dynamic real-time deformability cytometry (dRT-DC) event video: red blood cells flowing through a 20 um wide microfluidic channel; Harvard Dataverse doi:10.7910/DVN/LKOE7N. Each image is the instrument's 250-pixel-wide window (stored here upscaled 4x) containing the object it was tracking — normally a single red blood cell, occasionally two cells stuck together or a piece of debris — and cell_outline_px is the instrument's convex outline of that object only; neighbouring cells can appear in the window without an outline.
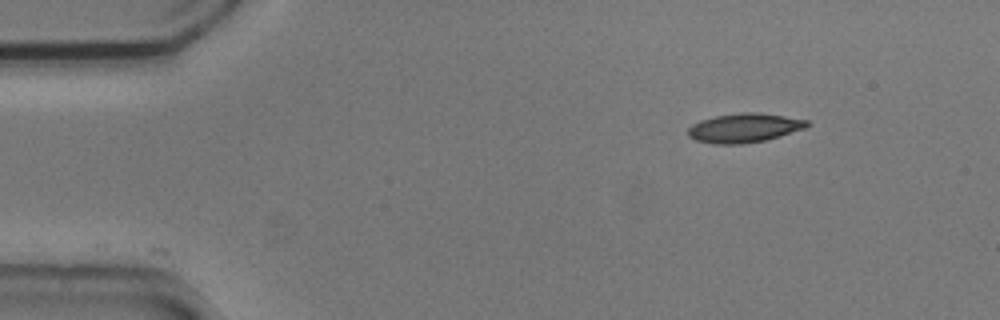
{"species": "common noctule bat (a hibernating species)", "species_latin": "Nyctalus noctula", "temperature_condition": "cold", "stored_images_in_passage": 2, "camera_frame_rate_fps": 3000, "um_per_image_px": 0.085, "animal": {"sex": "male", "body_mass_g": 20.5, "forearm_length_mm": 52.5}, "frame": {"image": 1, "passage_image": 2, "time_ms": 0.333, "image_size_px": [1000, 320], "cell_outline_px": [[812, 124], [804, 128], [780, 136], [764, 140], [744, 144], [712, 144], [696, 140], [688, 136], [688, 128], [692, 124], [700, 120], [716, 116], [744, 112], [756, 112], [784, 116], [808, 120]], "centroid_in_image_um": [63.25, 10.87], "position_along_channel_um": 21.7, "area_um2": 20.17}}